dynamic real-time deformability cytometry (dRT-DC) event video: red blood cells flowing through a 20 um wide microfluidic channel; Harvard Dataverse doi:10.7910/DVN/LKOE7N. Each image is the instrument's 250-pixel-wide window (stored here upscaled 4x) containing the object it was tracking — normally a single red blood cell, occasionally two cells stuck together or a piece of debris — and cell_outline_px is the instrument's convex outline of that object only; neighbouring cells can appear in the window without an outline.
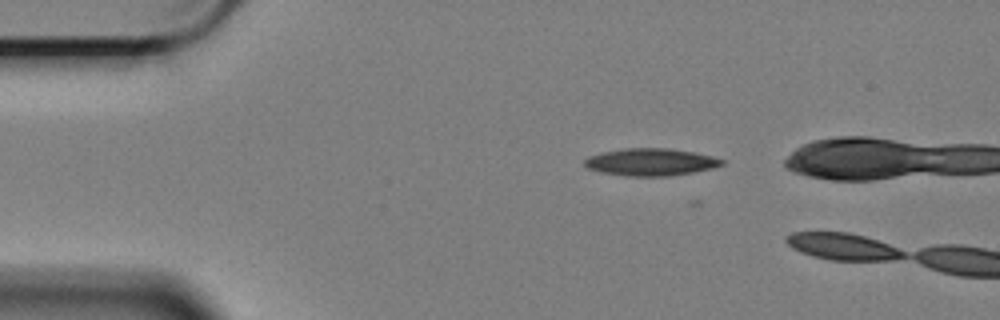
{"species": "Egyptian fruit bat (a non-hibernating species)", "species_latin": "Rousettus aegyptiacus", "temperature_condition": "cold", "stored_images_in_passage": 3, "camera_frame_rate_fps": 3000, "um_per_image_px": 0.085, "animal": {"sex": "female"}, "frame": {"image": 1, "passage_image": 1, "time_ms": 0.0, "image_size_px": [1000, 320], "cell_outline_px": [[724, 164], [712, 168], [692, 172], [668, 176], [628, 176], [600, 172], [588, 168], [584, 164], [584, 160], [588, 156], [604, 152], [624, 148], [664, 148], [692, 152], [712, 156], [724, 160]], "centroid_in_image_um": [55.29, 13.77], "position_along_channel_um": 29.7, "area_um2": 21.62}}